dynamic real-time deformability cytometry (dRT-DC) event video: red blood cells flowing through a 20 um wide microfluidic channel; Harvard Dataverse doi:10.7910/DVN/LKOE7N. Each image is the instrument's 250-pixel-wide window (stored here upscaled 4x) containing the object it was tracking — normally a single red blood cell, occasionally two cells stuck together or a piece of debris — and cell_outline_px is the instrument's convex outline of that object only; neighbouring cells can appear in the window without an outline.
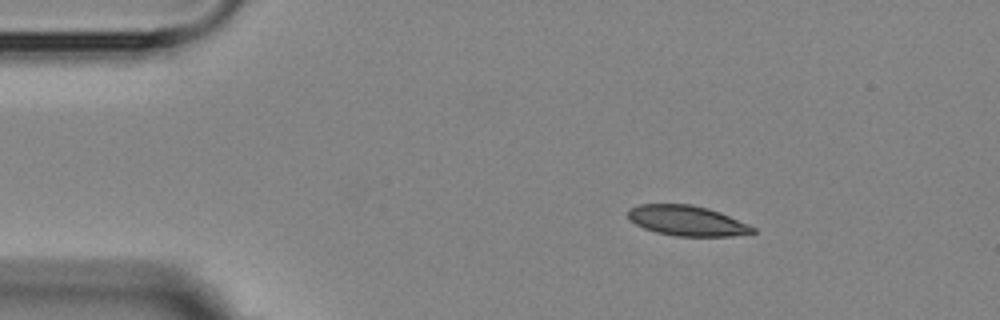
{"species": "Egyptian fruit bat (a non-hibernating species)", "species_latin": "Rousettus aegyptiacus", "temperature_condition": "room temperature", "stored_images_in_passage": 4, "camera_frame_rate_fps": 3000, "um_per_image_px": 0.085, "animal": {"sex": "female"}, "frame": {"image": 1, "passage_image": 2, "time_ms": 1.0, "image_size_px": [1000, 320], "cell_outline_px": [[756, 232], [732, 236], [676, 236], [656, 232], [644, 228], [628, 220], [628, 208], [640, 204], [692, 204], [708, 208], [720, 212], [748, 224], [756, 228]], "centroid_in_image_um": [58.38, 18.75], "position_along_channel_um": 26.6, "area_um2": 22.02}}
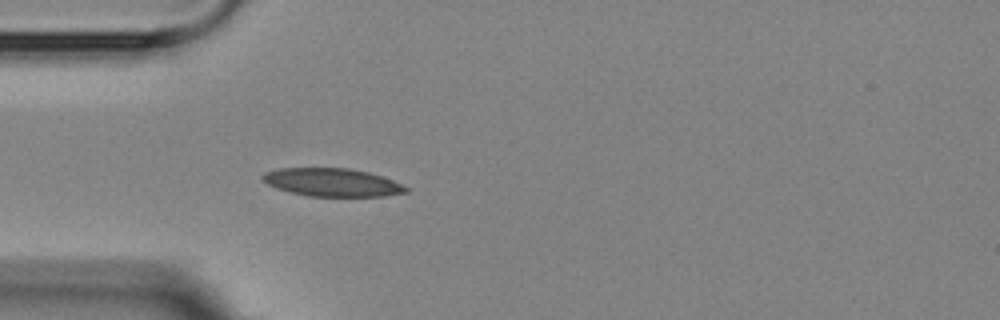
{"frame": {"image": 2, "passage_image": 4, "time_ms": 3.333, "image_size_px": [1000, 320], "cell_outline_px": [[408, 192], [384, 196], [308, 196], [276, 188], [260, 180], [260, 176], [264, 172], [280, 168], [348, 168], [368, 172], [392, 180], [408, 188]], "centroid_in_image_um": [28.18, 15.5], "position_along_channel_um": 56.8, "area_um2": 23.35}}